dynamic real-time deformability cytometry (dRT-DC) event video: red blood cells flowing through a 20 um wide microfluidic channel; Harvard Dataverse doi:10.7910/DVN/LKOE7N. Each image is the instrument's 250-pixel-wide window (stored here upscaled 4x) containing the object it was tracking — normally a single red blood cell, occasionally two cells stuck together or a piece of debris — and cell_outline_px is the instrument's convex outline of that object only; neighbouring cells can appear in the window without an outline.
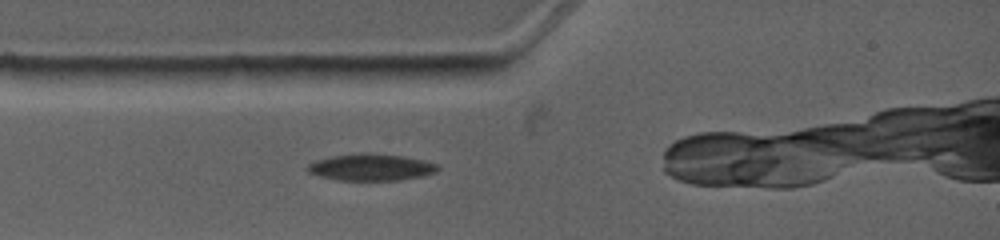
{"species": "common noctule bat (a hibernating species)", "species_latin": "Nyctalus noctula", "temperature_condition": "warm", "stored_images_in_passage": 1, "camera_frame_rate_fps": 4500, "um_per_image_px": 0.085, "animal": {"sex": "female", "body_mass_g": 19.0, "forearm_length_mm": 53.3}, "frame": {"image": 1, "passage_image": 1, "time_ms": 0.0, "image_size_px": [1000, 240], "cell_outline_px": [[440, 168], [436, 172], [424, 176], [400, 180], [336, 180], [320, 176], [308, 172], [304, 168], [308, 164], [316, 160], [328, 156], [360, 152], [372, 152], [404, 156], [424, 160], [436, 164]], "centroid_in_image_um": [31.51, 14.2], "position_along_channel_um": 53.5, "area_um2": 20.75}}